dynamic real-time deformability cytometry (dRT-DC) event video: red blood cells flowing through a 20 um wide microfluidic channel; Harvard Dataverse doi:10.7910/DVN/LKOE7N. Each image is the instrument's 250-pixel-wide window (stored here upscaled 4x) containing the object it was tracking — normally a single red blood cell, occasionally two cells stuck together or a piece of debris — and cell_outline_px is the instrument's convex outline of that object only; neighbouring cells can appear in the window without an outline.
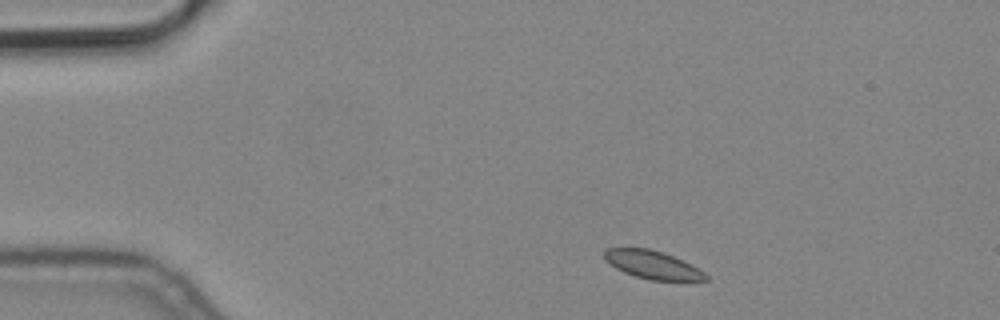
{"species": "common noctule bat (a hibernating species)", "species_latin": "Nyctalus noctula", "temperature_condition": "cold", "stored_images_in_passage": 3, "camera_frame_rate_fps": 3000, "um_per_image_px": 0.085, "animal": {"sex": "male", "body_mass_g": 19.2, "forearm_length_mm": 51.8}, "frame": {"image": 1, "passage_image": 1, "time_ms": 0.0, "image_size_px": [1000, 320], "cell_outline_px": [[708, 280], [648, 280], [624, 272], [616, 268], [604, 260], [604, 252], [608, 248], [648, 248], [664, 252], [692, 264], [704, 272], [708, 276]], "centroid_in_image_um": [55.47, 22.5], "position_along_channel_um": 29.5, "area_um2": 16.59}}